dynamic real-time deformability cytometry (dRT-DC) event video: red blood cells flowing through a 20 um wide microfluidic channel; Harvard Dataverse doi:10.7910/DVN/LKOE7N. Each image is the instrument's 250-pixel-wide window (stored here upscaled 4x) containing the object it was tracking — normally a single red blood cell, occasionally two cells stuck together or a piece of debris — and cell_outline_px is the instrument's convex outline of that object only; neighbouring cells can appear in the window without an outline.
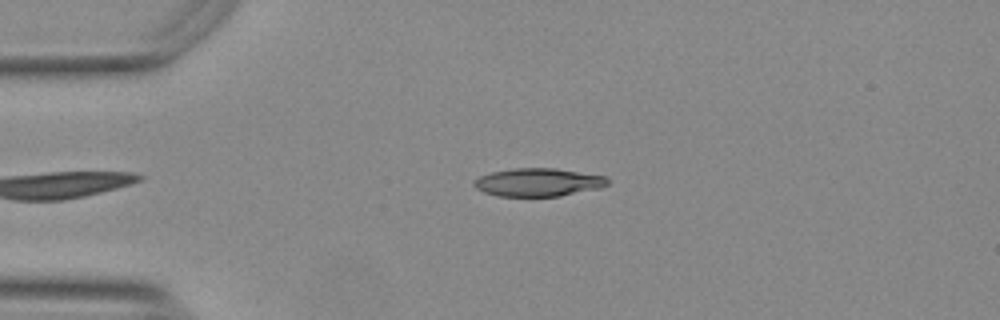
{"species": "Egyptian fruit bat (a non-hibernating species)", "species_latin": "Rousettus aegyptiacus", "temperature_condition": "warm", "stored_images_in_passage": 49, "camera_frame_rate_fps": 3000, "um_per_image_px": 0.085, "animal": {"sex": "female"}, "frame": {"image": 1, "passage_image": 12, "time_ms": 3.667, "image_size_px": [1000, 320], "cell_outline_px": [[608, 184], [600, 188], [560, 196], [496, 196], [484, 192], [476, 188], [472, 184], [480, 176], [492, 172], [512, 168], [556, 168], [604, 176], [608, 180]], "centroid_in_image_um": [45.73, 15.49], "position_along_channel_um": 39.3, "area_um2": 21.79}}
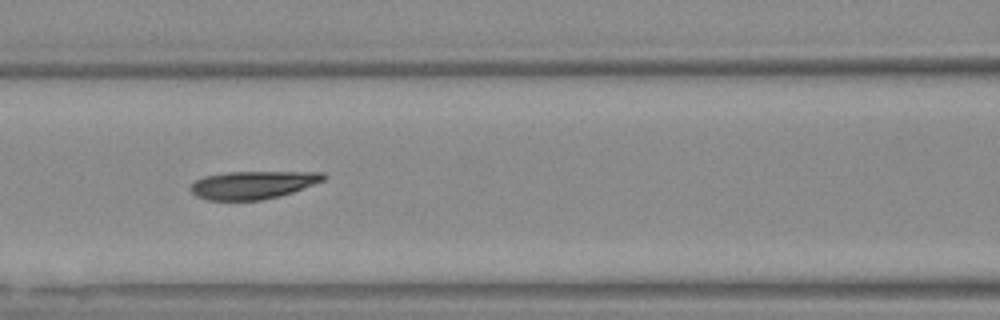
{"frame": {"image": 2, "passage_image": 23, "time_ms": 7.333, "image_size_px": [1000, 320], "cell_outline_px": [[328, 176], [324, 180], [292, 192], [280, 196], [260, 200], [208, 200], [196, 196], [192, 192], [192, 184], [196, 180], [204, 176], [224, 172], [324, 172]], "centroid_in_image_um": [21.51, 15.71], "position_along_channel_um": 145.1, "area_um2": 21.5}}
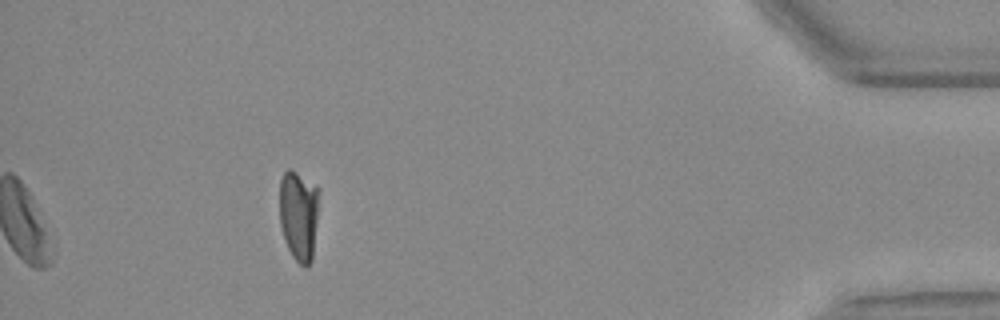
{"frame": {"image": 3, "passage_image": 49, "time_ms": 16.0, "image_size_px": [1000, 320], "cell_outline_px": [[316, 220], [312, 260], [304, 268], [292, 256], [284, 240], [280, 224], [280, 180], [284, 172], [288, 168], [292, 168], [316, 188]], "centroid_in_image_um": [25.34, 18.31], "position_along_channel_um": 409.9, "area_um2": 20.23}, "authors_computed_cell_mechanics": {"area_um2": 22.0218, "velocity_mm_per_s": 3.7059, "shape_relaxation_time_tau1_ms": null, "shape_relaxation_time_tau2_ms": 1.2242, "deformation_change_tau1": null, "deformation_change_tau2": 0.0856}}